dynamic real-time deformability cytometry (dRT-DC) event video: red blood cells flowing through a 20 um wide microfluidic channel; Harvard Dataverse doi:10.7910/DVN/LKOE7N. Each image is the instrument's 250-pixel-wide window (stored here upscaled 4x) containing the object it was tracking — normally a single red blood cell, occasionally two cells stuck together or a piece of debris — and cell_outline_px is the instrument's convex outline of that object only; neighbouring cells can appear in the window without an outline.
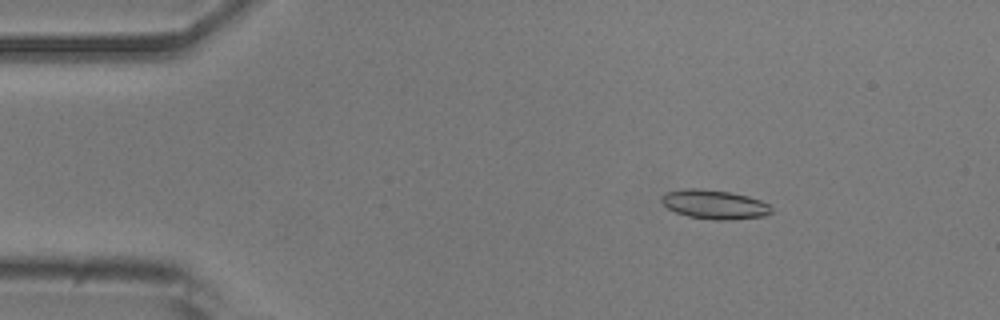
{"species": "common noctule bat (a hibernating species)", "species_latin": "Nyctalus noctula", "temperature_condition": "room temperature", "stored_images_in_passage": 7, "camera_frame_rate_fps": 3000, "um_per_image_px": 0.085, "animal": {"sex": "male", "body_mass_g": 20.5, "forearm_length_mm": 52.5}, "frame": {"image": 1, "passage_image": 6, "time_ms": 1.667, "image_size_px": [1000, 320], "cell_outline_px": [[772, 212], [764, 216], [732, 220], [716, 220], [688, 216], [676, 212], [668, 208], [660, 200], [660, 196], [664, 192], [684, 188], [696, 188], [728, 192], [748, 196], [760, 200], [768, 204], [772, 208]], "centroid_in_image_um": [60.7, 17.37], "position_along_channel_um": 24.3, "area_um2": 18.67}}